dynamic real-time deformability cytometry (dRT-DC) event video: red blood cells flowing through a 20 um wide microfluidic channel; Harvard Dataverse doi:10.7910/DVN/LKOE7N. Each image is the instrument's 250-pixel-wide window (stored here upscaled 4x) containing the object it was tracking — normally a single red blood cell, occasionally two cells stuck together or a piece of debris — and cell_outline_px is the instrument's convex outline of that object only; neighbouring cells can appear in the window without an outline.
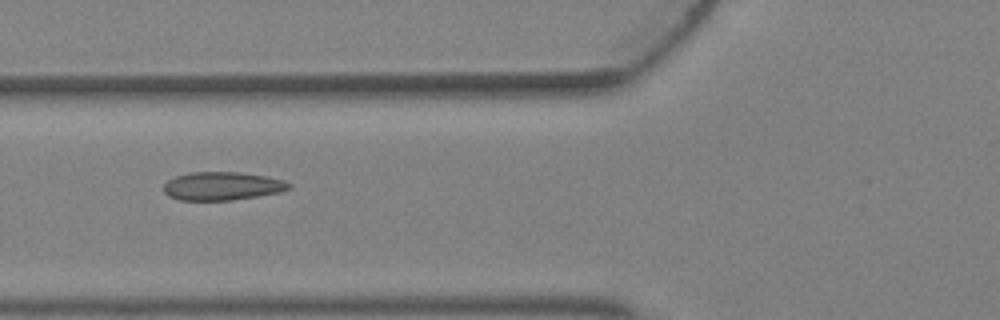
{"species": "Egyptian fruit bat (a non-hibernating species)", "species_latin": "Rousettus aegyptiacus", "temperature_condition": "warm", "stored_images_in_passage": 4, "camera_frame_rate_fps": 3000, "um_per_image_px": 0.085, "animal": {"sex": "female"}, "frame": {"image": 1, "passage_image": 4, "time_ms": 1.0, "image_size_px": [1000, 320], "cell_outline_px": [[292, 188], [280, 192], [232, 200], [180, 200], [168, 196], [164, 192], [164, 184], [168, 180], [176, 176], [188, 172], [240, 172], [268, 176], [284, 180], [292, 184]], "centroid_in_image_um": [18.91, 15.81], "position_along_channel_um": 106.9, "area_um2": 20.81}}